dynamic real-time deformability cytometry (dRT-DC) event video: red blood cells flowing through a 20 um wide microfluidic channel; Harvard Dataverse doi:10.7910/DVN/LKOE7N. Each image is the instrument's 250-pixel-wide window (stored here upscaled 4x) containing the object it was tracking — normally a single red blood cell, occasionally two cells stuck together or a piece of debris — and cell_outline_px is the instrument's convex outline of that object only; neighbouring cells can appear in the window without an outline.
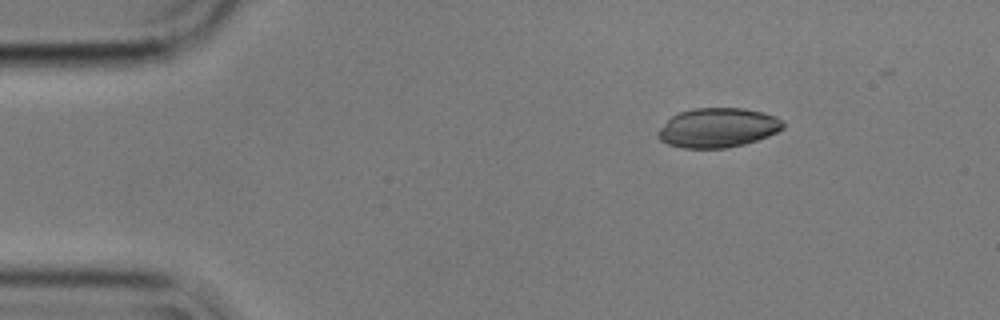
{"species": "common noctule bat (a hibernating species)", "species_latin": "Nyctalus noctula", "temperature_condition": "cold", "stored_images_in_passage": 43, "camera_frame_rate_fps": 3000, "um_per_image_px": 0.085, "animal": {"sex": "male", "body_mass_g": 17.9}, "frame": {"image": 1, "passage_image": 1, "time_ms": 0.0, "image_size_px": [1000, 320], "cell_outline_px": [[784, 128], [768, 136], [744, 144], [728, 148], [684, 148], [668, 144], [660, 140], [656, 136], [656, 132], [672, 116], [680, 112], [692, 108], [744, 108], [764, 112], [776, 116], [784, 124]], "centroid_in_image_um": [61.01, 10.85], "position_along_channel_um": 24.0, "area_um2": 28.78}}
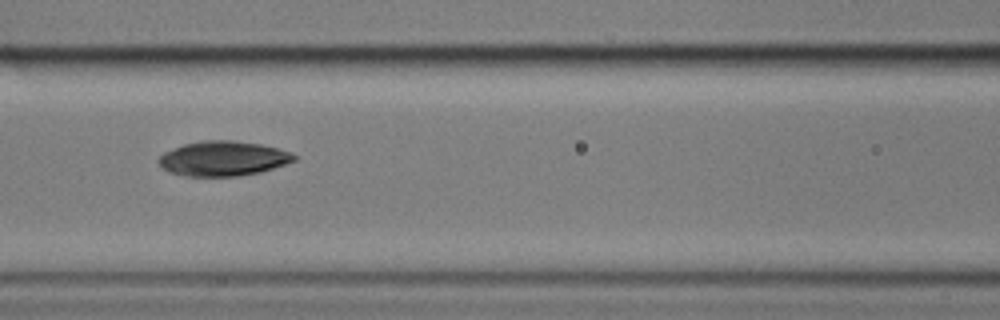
{"frame": {"image": 2, "passage_image": 17, "time_ms": 5.333, "image_size_px": [1000, 320], "cell_outline_px": [[296, 160], [260, 172], [240, 176], [184, 176], [168, 172], [160, 168], [156, 160], [164, 152], [184, 144], [204, 140], [232, 140], [260, 144], [292, 152], [296, 156]], "centroid_in_image_um": [18.91, 13.48], "position_along_channel_um": 147.7, "area_um2": 27.57}}
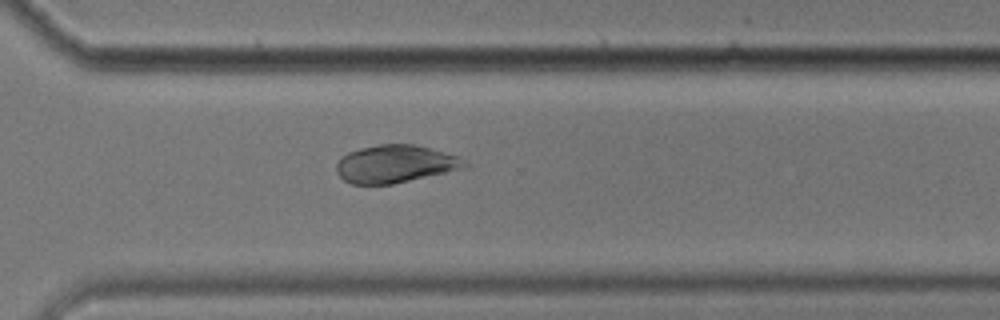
{"frame": {"image": 3, "passage_image": 33, "time_ms": 10.667, "image_size_px": [1000, 320], "cell_outline_px": [[472, 164], [468, 168], [392, 184], [352, 184], [344, 180], [336, 172], [336, 164], [348, 152], [360, 148], [380, 144], [416, 144], [460, 156], [468, 160]], "centroid_in_image_um": [33.7, 13.93], "position_along_channel_um": 336.9, "area_um2": 28.55}, "authors_computed_cell_mechanics": {"area_um2": 28.4376, "velocity_mm_per_s": 3.5562, "shape_relaxation_time_tau1_ms": 2.7681, "shape_relaxation_time_tau2_ms": null, "deformation_change_tau1": 0.0678, "deformation_change_tau2": null}}